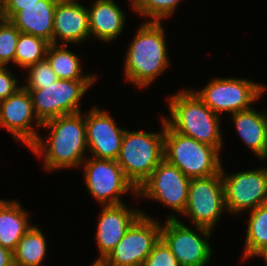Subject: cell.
Listing matches in <instances>:
<instances>
[{"label": "cell", "instance_id": "cell-1", "mask_svg": "<svg viewBox=\"0 0 267 266\" xmlns=\"http://www.w3.org/2000/svg\"><path fill=\"white\" fill-rule=\"evenodd\" d=\"M81 114L79 112L62 115L42 123V127L50 129V135L46 141L39 136L29 148L36 155H43V163L47 170L54 171L82 165L84 151L88 149L85 115Z\"/></svg>", "mask_w": 267, "mask_h": 266}, {"label": "cell", "instance_id": "cell-2", "mask_svg": "<svg viewBox=\"0 0 267 266\" xmlns=\"http://www.w3.org/2000/svg\"><path fill=\"white\" fill-rule=\"evenodd\" d=\"M163 29L161 21H146L139 27L126 52V80L139 88L149 86L170 63Z\"/></svg>", "mask_w": 267, "mask_h": 266}, {"label": "cell", "instance_id": "cell-3", "mask_svg": "<svg viewBox=\"0 0 267 266\" xmlns=\"http://www.w3.org/2000/svg\"><path fill=\"white\" fill-rule=\"evenodd\" d=\"M171 119L165 123L175 132L215 147L221 152L222 137L219 115L194 92L185 89L169 98Z\"/></svg>", "mask_w": 267, "mask_h": 266}, {"label": "cell", "instance_id": "cell-4", "mask_svg": "<svg viewBox=\"0 0 267 266\" xmlns=\"http://www.w3.org/2000/svg\"><path fill=\"white\" fill-rule=\"evenodd\" d=\"M162 122L163 131L160 133L125 130L116 161L136 189L164 159L163 117Z\"/></svg>", "mask_w": 267, "mask_h": 266}, {"label": "cell", "instance_id": "cell-5", "mask_svg": "<svg viewBox=\"0 0 267 266\" xmlns=\"http://www.w3.org/2000/svg\"><path fill=\"white\" fill-rule=\"evenodd\" d=\"M164 159L189 178L208 177L221 170L220 152L213 146L173 131L164 120Z\"/></svg>", "mask_w": 267, "mask_h": 266}, {"label": "cell", "instance_id": "cell-6", "mask_svg": "<svg viewBox=\"0 0 267 266\" xmlns=\"http://www.w3.org/2000/svg\"><path fill=\"white\" fill-rule=\"evenodd\" d=\"M96 80L57 79L43 89H26L30 92L34 111L43 123L62 115L81 112L80 101Z\"/></svg>", "mask_w": 267, "mask_h": 266}, {"label": "cell", "instance_id": "cell-7", "mask_svg": "<svg viewBox=\"0 0 267 266\" xmlns=\"http://www.w3.org/2000/svg\"><path fill=\"white\" fill-rule=\"evenodd\" d=\"M266 87L256 82L238 78H216L200 91L198 97L216 114H230L248 110L263 94Z\"/></svg>", "mask_w": 267, "mask_h": 266}, {"label": "cell", "instance_id": "cell-8", "mask_svg": "<svg viewBox=\"0 0 267 266\" xmlns=\"http://www.w3.org/2000/svg\"><path fill=\"white\" fill-rule=\"evenodd\" d=\"M165 222L161 226V239L170 248L179 265L206 266L212 256V248L206 239L211 236L212 230L195 226L198 230L196 232H199L197 234L171 214Z\"/></svg>", "mask_w": 267, "mask_h": 266}, {"label": "cell", "instance_id": "cell-9", "mask_svg": "<svg viewBox=\"0 0 267 266\" xmlns=\"http://www.w3.org/2000/svg\"><path fill=\"white\" fill-rule=\"evenodd\" d=\"M161 226L154 218L142 213L103 262L106 266H143L161 238Z\"/></svg>", "mask_w": 267, "mask_h": 266}, {"label": "cell", "instance_id": "cell-10", "mask_svg": "<svg viewBox=\"0 0 267 266\" xmlns=\"http://www.w3.org/2000/svg\"><path fill=\"white\" fill-rule=\"evenodd\" d=\"M226 210L221 172L208 177L191 178L185 211L193 225L212 230Z\"/></svg>", "mask_w": 267, "mask_h": 266}, {"label": "cell", "instance_id": "cell-11", "mask_svg": "<svg viewBox=\"0 0 267 266\" xmlns=\"http://www.w3.org/2000/svg\"><path fill=\"white\" fill-rule=\"evenodd\" d=\"M85 184L91 196L102 205L122 204V194L132 191L137 195L135 186L125 177L116 160L89 158L83 161Z\"/></svg>", "mask_w": 267, "mask_h": 266}, {"label": "cell", "instance_id": "cell-12", "mask_svg": "<svg viewBox=\"0 0 267 266\" xmlns=\"http://www.w3.org/2000/svg\"><path fill=\"white\" fill-rule=\"evenodd\" d=\"M191 178L163 159L152 174L137 189V197L158 200L183 214L188 200Z\"/></svg>", "mask_w": 267, "mask_h": 266}, {"label": "cell", "instance_id": "cell-13", "mask_svg": "<svg viewBox=\"0 0 267 266\" xmlns=\"http://www.w3.org/2000/svg\"><path fill=\"white\" fill-rule=\"evenodd\" d=\"M226 210L232 214L267 203V168L225 174L221 167Z\"/></svg>", "mask_w": 267, "mask_h": 266}, {"label": "cell", "instance_id": "cell-14", "mask_svg": "<svg viewBox=\"0 0 267 266\" xmlns=\"http://www.w3.org/2000/svg\"><path fill=\"white\" fill-rule=\"evenodd\" d=\"M32 120L39 128L42 122L37 118L30 92L20 87L7 99L0 101V125L7 128L16 141H22L28 148L40 136L32 129Z\"/></svg>", "mask_w": 267, "mask_h": 266}, {"label": "cell", "instance_id": "cell-15", "mask_svg": "<svg viewBox=\"0 0 267 266\" xmlns=\"http://www.w3.org/2000/svg\"><path fill=\"white\" fill-rule=\"evenodd\" d=\"M85 123L87 148L91 157L116 160L126 129L117 126L108 112L97 107L85 115Z\"/></svg>", "mask_w": 267, "mask_h": 266}, {"label": "cell", "instance_id": "cell-16", "mask_svg": "<svg viewBox=\"0 0 267 266\" xmlns=\"http://www.w3.org/2000/svg\"><path fill=\"white\" fill-rule=\"evenodd\" d=\"M125 204L103 205L99 216L96 240L103 261L124 237L127 229L143 213L139 209H129Z\"/></svg>", "mask_w": 267, "mask_h": 266}, {"label": "cell", "instance_id": "cell-17", "mask_svg": "<svg viewBox=\"0 0 267 266\" xmlns=\"http://www.w3.org/2000/svg\"><path fill=\"white\" fill-rule=\"evenodd\" d=\"M90 37L88 10L77 0H58L53 23V44L79 43Z\"/></svg>", "mask_w": 267, "mask_h": 266}, {"label": "cell", "instance_id": "cell-18", "mask_svg": "<svg viewBox=\"0 0 267 266\" xmlns=\"http://www.w3.org/2000/svg\"><path fill=\"white\" fill-rule=\"evenodd\" d=\"M58 0H40L34 5L21 7L10 21L26 34L42 38L53 44V23Z\"/></svg>", "mask_w": 267, "mask_h": 266}, {"label": "cell", "instance_id": "cell-19", "mask_svg": "<svg viewBox=\"0 0 267 266\" xmlns=\"http://www.w3.org/2000/svg\"><path fill=\"white\" fill-rule=\"evenodd\" d=\"M87 10L90 35L110 42L122 33L126 16L114 0H96Z\"/></svg>", "mask_w": 267, "mask_h": 266}, {"label": "cell", "instance_id": "cell-20", "mask_svg": "<svg viewBox=\"0 0 267 266\" xmlns=\"http://www.w3.org/2000/svg\"><path fill=\"white\" fill-rule=\"evenodd\" d=\"M240 138L258 158H267V113L256 109L231 114Z\"/></svg>", "mask_w": 267, "mask_h": 266}, {"label": "cell", "instance_id": "cell-21", "mask_svg": "<svg viewBox=\"0 0 267 266\" xmlns=\"http://www.w3.org/2000/svg\"><path fill=\"white\" fill-rule=\"evenodd\" d=\"M27 211L17 201L0 199V245L14 251L20 239L32 227Z\"/></svg>", "mask_w": 267, "mask_h": 266}, {"label": "cell", "instance_id": "cell-22", "mask_svg": "<svg viewBox=\"0 0 267 266\" xmlns=\"http://www.w3.org/2000/svg\"><path fill=\"white\" fill-rule=\"evenodd\" d=\"M66 49L67 45L50 44L47 50L45 59L56 73L57 78L63 80H96L94 75H82L78 55Z\"/></svg>", "mask_w": 267, "mask_h": 266}, {"label": "cell", "instance_id": "cell-23", "mask_svg": "<svg viewBox=\"0 0 267 266\" xmlns=\"http://www.w3.org/2000/svg\"><path fill=\"white\" fill-rule=\"evenodd\" d=\"M46 240L37 226H32L13 251L15 266H42L46 254Z\"/></svg>", "mask_w": 267, "mask_h": 266}, {"label": "cell", "instance_id": "cell-24", "mask_svg": "<svg viewBox=\"0 0 267 266\" xmlns=\"http://www.w3.org/2000/svg\"><path fill=\"white\" fill-rule=\"evenodd\" d=\"M249 218L244 259L255 257L267 247V203L250 210Z\"/></svg>", "mask_w": 267, "mask_h": 266}, {"label": "cell", "instance_id": "cell-25", "mask_svg": "<svg viewBox=\"0 0 267 266\" xmlns=\"http://www.w3.org/2000/svg\"><path fill=\"white\" fill-rule=\"evenodd\" d=\"M49 45L50 43L42 38L20 32L14 63L27 69L46 58Z\"/></svg>", "mask_w": 267, "mask_h": 266}, {"label": "cell", "instance_id": "cell-26", "mask_svg": "<svg viewBox=\"0 0 267 266\" xmlns=\"http://www.w3.org/2000/svg\"><path fill=\"white\" fill-rule=\"evenodd\" d=\"M135 11L153 21L160 22L167 18L177 9L181 0H130Z\"/></svg>", "mask_w": 267, "mask_h": 266}, {"label": "cell", "instance_id": "cell-27", "mask_svg": "<svg viewBox=\"0 0 267 266\" xmlns=\"http://www.w3.org/2000/svg\"><path fill=\"white\" fill-rule=\"evenodd\" d=\"M20 31L10 20L0 21V66L14 62Z\"/></svg>", "mask_w": 267, "mask_h": 266}, {"label": "cell", "instance_id": "cell-28", "mask_svg": "<svg viewBox=\"0 0 267 266\" xmlns=\"http://www.w3.org/2000/svg\"><path fill=\"white\" fill-rule=\"evenodd\" d=\"M28 70L27 85L22 86L24 89H43V86H48L58 79L46 59L29 66Z\"/></svg>", "mask_w": 267, "mask_h": 266}, {"label": "cell", "instance_id": "cell-29", "mask_svg": "<svg viewBox=\"0 0 267 266\" xmlns=\"http://www.w3.org/2000/svg\"><path fill=\"white\" fill-rule=\"evenodd\" d=\"M143 266H180L167 244L160 238L151 253L145 259Z\"/></svg>", "mask_w": 267, "mask_h": 266}, {"label": "cell", "instance_id": "cell-30", "mask_svg": "<svg viewBox=\"0 0 267 266\" xmlns=\"http://www.w3.org/2000/svg\"><path fill=\"white\" fill-rule=\"evenodd\" d=\"M18 80L6 67L0 66V101L7 99L14 94L19 88Z\"/></svg>", "mask_w": 267, "mask_h": 266}, {"label": "cell", "instance_id": "cell-31", "mask_svg": "<svg viewBox=\"0 0 267 266\" xmlns=\"http://www.w3.org/2000/svg\"><path fill=\"white\" fill-rule=\"evenodd\" d=\"M40 0H2V13L5 20H10L17 12L21 11V7L34 5Z\"/></svg>", "mask_w": 267, "mask_h": 266}, {"label": "cell", "instance_id": "cell-32", "mask_svg": "<svg viewBox=\"0 0 267 266\" xmlns=\"http://www.w3.org/2000/svg\"><path fill=\"white\" fill-rule=\"evenodd\" d=\"M0 266H15L13 251L0 245Z\"/></svg>", "mask_w": 267, "mask_h": 266}, {"label": "cell", "instance_id": "cell-33", "mask_svg": "<svg viewBox=\"0 0 267 266\" xmlns=\"http://www.w3.org/2000/svg\"><path fill=\"white\" fill-rule=\"evenodd\" d=\"M256 257H263V259H264V261H265V263H266V265H267V247L266 248H264L261 252H259L257 255H256Z\"/></svg>", "mask_w": 267, "mask_h": 266}, {"label": "cell", "instance_id": "cell-34", "mask_svg": "<svg viewBox=\"0 0 267 266\" xmlns=\"http://www.w3.org/2000/svg\"><path fill=\"white\" fill-rule=\"evenodd\" d=\"M91 266H106V264L101 260H95Z\"/></svg>", "mask_w": 267, "mask_h": 266}, {"label": "cell", "instance_id": "cell-35", "mask_svg": "<svg viewBox=\"0 0 267 266\" xmlns=\"http://www.w3.org/2000/svg\"><path fill=\"white\" fill-rule=\"evenodd\" d=\"M3 13H2V0H0V21L3 20Z\"/></svg>", "mask_w": 267, "mask_h": 266}]
</instances>
